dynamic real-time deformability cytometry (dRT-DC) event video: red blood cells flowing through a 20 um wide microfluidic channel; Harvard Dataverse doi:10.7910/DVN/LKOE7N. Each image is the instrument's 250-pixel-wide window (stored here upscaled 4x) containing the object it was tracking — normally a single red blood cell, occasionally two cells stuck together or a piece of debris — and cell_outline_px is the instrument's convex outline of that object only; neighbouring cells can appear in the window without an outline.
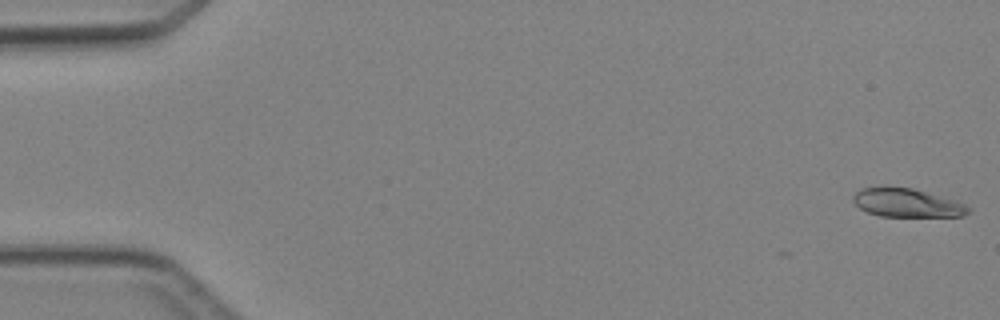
{"species": "Egyptian fruit bat (a non-hibernating species)", "species_latin": "Rousettus aegyptiacus", "temperature_condition": "cold", "stored_images_in_passage": 5, "camera_frame_rate_fps": 3000, "um_per_image_px": 0.085, "animal": {"sex": "female"}, "frame": {"image": 1, "passage_image": 1, "time_ms": 0.0, "image_size_px": [1000, 320], "cell_outline_px": [[972, 208], [964, 216], [880, 216], [868, 212], [860, 208], [852, 200], [852, 196], [860, 188], [912, 188], [952, 200], [964, 204]], "centroid_in_image_um": [77.07, 17.26], "position_along_channel_um": 7.9, "area_um2": 18.61}}
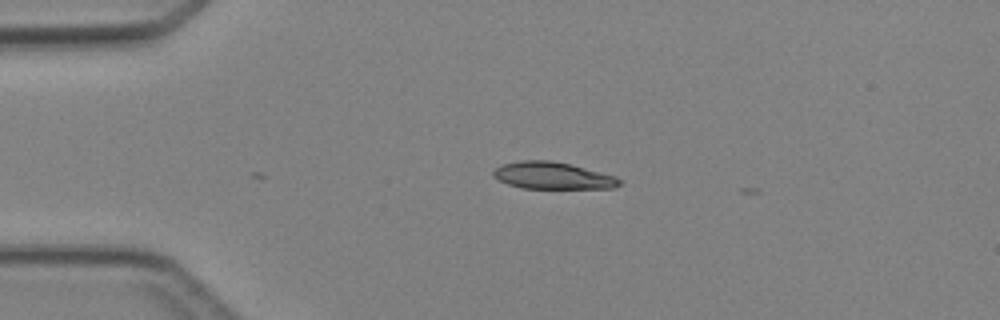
{"frame": {"image": 2, "passage_image": 3, "time_ms": 3.333, "image_size_px": [1000, 320], "cell_outline_px": [[624, 180], [620, 184], [612, 188], [520, 188], [508, 184], [492, 176], [492, 172], [500, 164], [520, 160], [548, 160], [568, 164], [616, 176]], "centroid_in_image_um": [46.95, 14.93], "position_along_channel_um": 38.0, "area_um2": 19.77}}
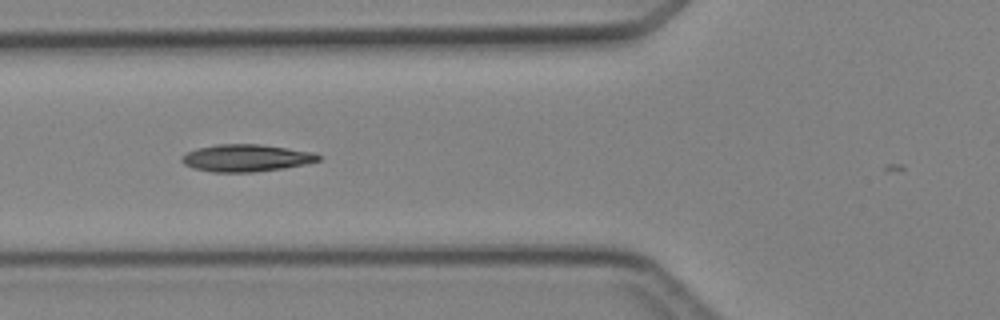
{"frame": {"image": 3, "passage_image": 5, "time_ms": 5.667, "image_size_px": [1000, 320], "cell_outline_px": [[320, 160], [304, 164], [284, 168], [252, 172], [212, 172], [192, 168], [184, 164], [180, 160], [188, 152], [196, 148], [216, 144], [260, 144], [312, 152], [320, 156]], "centroid_in_image_um": [20.89, 13.43], "position_along_channel_um": 104.9, "area_um2": 21.5}}